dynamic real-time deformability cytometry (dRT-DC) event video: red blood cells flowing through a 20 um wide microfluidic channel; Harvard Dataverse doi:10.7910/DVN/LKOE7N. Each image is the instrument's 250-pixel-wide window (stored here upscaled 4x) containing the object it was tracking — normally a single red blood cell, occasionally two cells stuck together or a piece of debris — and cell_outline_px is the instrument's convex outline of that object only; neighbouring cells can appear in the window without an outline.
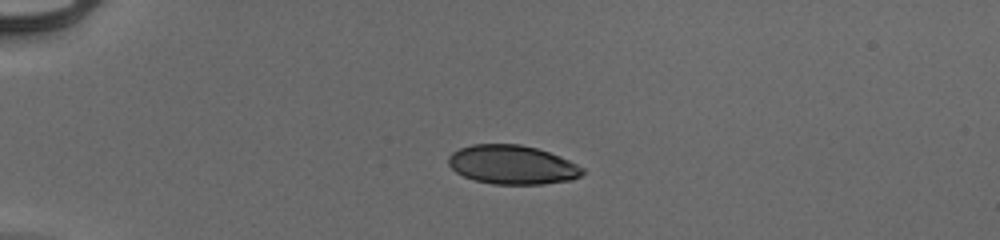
{"species": "human", "species_latin": "Homo sapiens", "temperature_condition": "cold", "stored_images_in_passage": 40, "camera_frame_rate_fps": 3000, "um_per_image_px": 0.085, "donor": {"sex": "male"}, "frame": {"image": 1, "passage_image": 1, "time_ms": 0.0, "image_size_px": [1000, 240], "cell_outline_px": [[584, 172], [580, 176], [572, 180], [540, 184], [492, 184], [476, 180], [464, 176], [456, 172], [448, 164], [448, 156], [452, 152], [460, 148], [472, 144], [520, 144], [536, 148], [560, 156], [584, 168]], "centroid_in_image_um": [43.53, 14.0], "position_along_channel_um": 41.5, "area_um2": 30.4}}
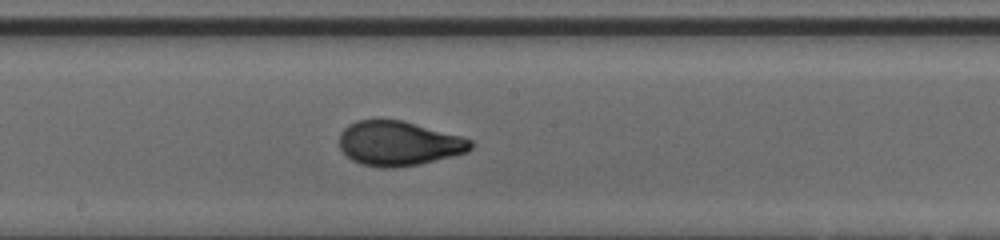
{"frame": {"image": 2, "passage_image": 18, "time_ms": 5.667, "image_size_px": [1000, 240], "cell_outline_px": [[472, 148], [468, 152], [420, 164], [392, 168], [384, 168], [360, 164], [352, 160], [340, 148], [340, 132], [348, 124], [356, 120], [404, 120], [460, 136], [472, 140]], "centroid_in_image_um": [33.88, 12.19], "position_along_channel_um": 214.3, "area_um2": 34.1}}
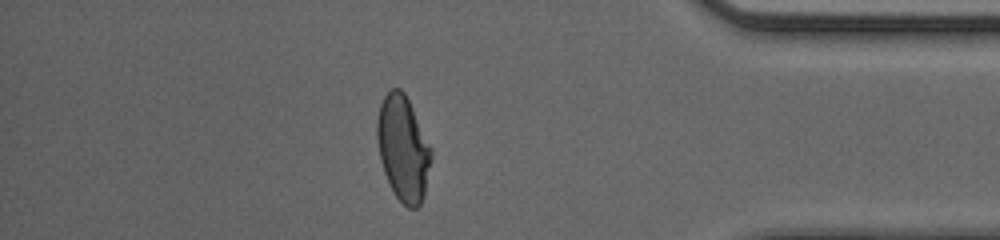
{"frame": {"image": 3, "passage_image": 34, "time_ms": 11.0, "image_size_px": [1000, 240], "cell_outline_px": [[432, 156], [424, 192], [420, 204], [416, 208], [408, 208], [396, 196], [384, 172], [380, 160], [376, 136], [376, 120], [380, 104], [384, 96], [392, 88], [400, 88], [404, 92], [432, 148]], "centroid_in_image_um": [34.25, 12.58], "position_along_channel_um": 401.0, "area_um2": 32.89}, "authors_computed_cell_mechanics": {"area_um2": 33.1194, "velocity_mm_per_s": 3.9548, "shape_relaxation_time_tau1_ms": 3.8389, "shape_relaxation_time_tau2_ms": null, "deformation_change_tau1": 0.1695, "deformation_change_tau2": null}}